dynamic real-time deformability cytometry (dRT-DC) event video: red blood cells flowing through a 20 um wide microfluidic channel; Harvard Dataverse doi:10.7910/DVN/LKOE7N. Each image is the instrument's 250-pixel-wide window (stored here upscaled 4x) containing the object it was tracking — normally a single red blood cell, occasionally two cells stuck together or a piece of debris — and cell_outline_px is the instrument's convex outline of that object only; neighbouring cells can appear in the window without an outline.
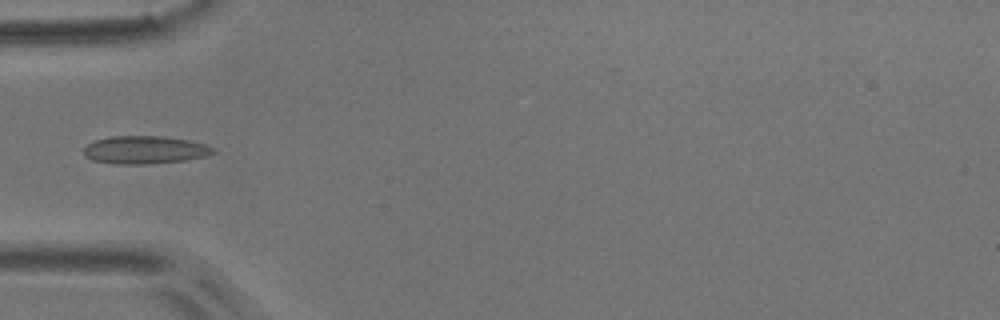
{"species": "common noctule bat (a hibernating species)", "species_latin": "Nyctalus noctula", "temperature_condition": "room temperature", "stored_images_in_passage": 4, "camera_frame_rate_fps": 3000, "um_per_image_px": 0.085, "animal": {"sex": "male", "body_mass_g": 17.9}, "frame": {"image": 1, "passage_image": 4, "time_ms": 1.0, "image_size_px": [1000, 320], "cell_outline_px": [[216, 152], [208, 156], [184, 160], [148, 164], [116, 164], [92, 160], [84, 156], [84, 148], [88, 144], [96, 140], [112, 136], [160, 136], [188, 140], [204, 144], [212, 148]], "centroid_in_image_um": [12.3, 12.74], "position_along_channel_um": 72.7, "area_um2": 20.92}}